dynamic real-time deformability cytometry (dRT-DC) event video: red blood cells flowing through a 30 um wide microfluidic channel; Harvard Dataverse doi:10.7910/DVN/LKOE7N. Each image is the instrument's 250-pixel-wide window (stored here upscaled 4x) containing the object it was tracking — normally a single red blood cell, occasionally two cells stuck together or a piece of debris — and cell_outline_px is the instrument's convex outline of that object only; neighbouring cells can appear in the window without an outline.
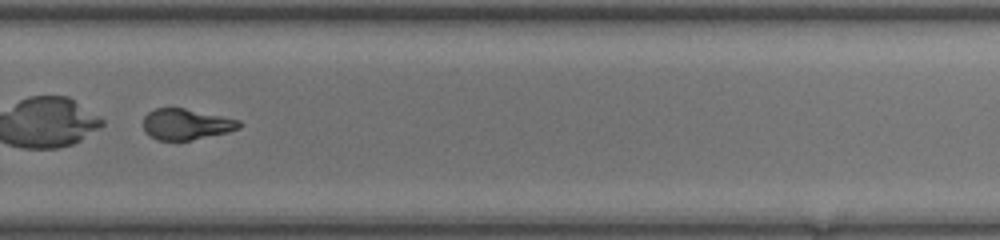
{"species": "common noctule bat (a hibernating species)", "species_latin": "Nyctalus noctula", "temperature_condition": "room temperature", "stored_images_in_passage": 37, "camera_frame_rate_fps": 3000, "um_per_image_px": 0.085, "animal": {"sex": "female", "body_mass_g": 20.0, "forearm_length_mm": 54.0}, "frame": {"image": 1, "passage_image": 25, "time_ms": 8.0, "image_size_px": [1000, 240], "cell_outline_px": [[244, 124], [240, 128], [228, 132], [192, 140], [156, 140], [148, 136], [144, 132], [144, 116], [148, 112], [156, 108], [184, 108], [240, 120]], "centroid_in_image_um": [15.82, 10.57], "position_along_channel_um": 314.0, "area_um2": 17.4}}
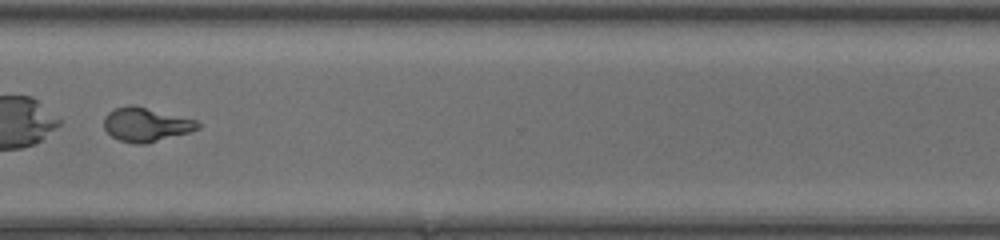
{"frame": {"image": 2, "passage_image": 28, "time_ms": 9.0, "image_size_px": [1000, 240], "cell_outline_px": [[200, 128], [188, 132], [148, 144], [132, 144], [120, 140], [112, 136], [104, 128], [104, 116], [108, 112], [116, 108], [128, 104], [136, 104], [196, 120], [200, 124]], "centroid_in_image_um": [12.39, 10.58], "position_along_channel_um": 358.2, "area_um2": 18.79}}